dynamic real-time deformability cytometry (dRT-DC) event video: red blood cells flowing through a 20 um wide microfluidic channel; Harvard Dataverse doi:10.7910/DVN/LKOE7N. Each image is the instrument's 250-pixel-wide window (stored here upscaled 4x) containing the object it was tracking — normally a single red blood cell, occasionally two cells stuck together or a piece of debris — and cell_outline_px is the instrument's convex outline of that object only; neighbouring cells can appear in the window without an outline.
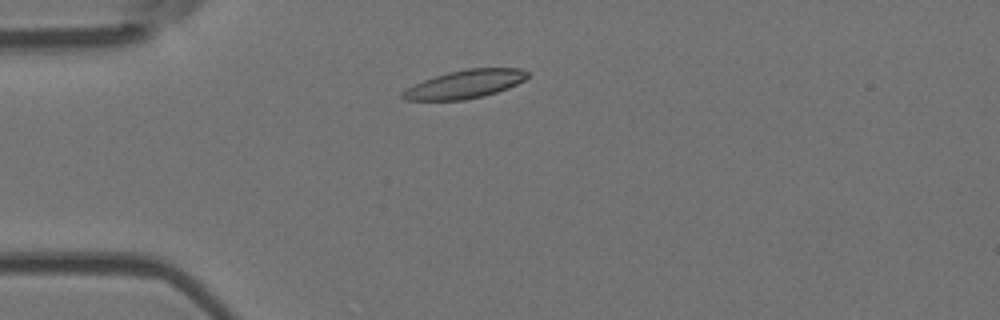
{"species": "Egyptian fruit bat (a non-hibernating species)", "species_latin": "Rousettus aegyptiacus", "temperature_condition": "room temperature", "stored_images_in_passage": 4, "camera_frame_rate_fps": 3000, "um_per_image_px": 0.085, "animal": {"sex": "female"}, "frame": {"image": 1, "passage_image": 2, "time_ms": 0.333, "image_size_px": [1000, 320], "cell_outline_px": [[528, 76], [524, 80], [508, 88], [484, 96], [464, 100], [404, 100], [400, 96], [408, 88], [424, 80], [448, 72], [468, 68], [520, 68], [528, 72]], "centroid_in_image_um": [39.55, 7.15], "position_along_channel_um": 45.4, "area_um2": 20.35}}
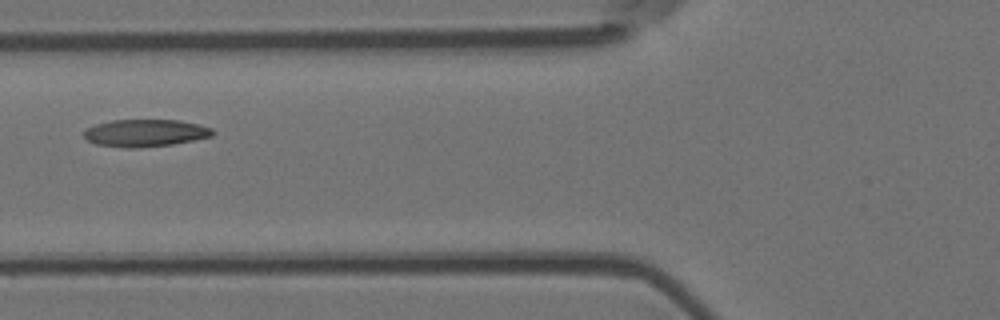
{"frame": {"image": 2, "passage_image": 4, "time_ms": 1.0, "image_size_px": [1000, 320], "cell_outline_px": [[216, 132], [212, 136], [172, 144], [136, 148], [128, 148], [96, 144], [88, 140], [84, 136], [84, 132], [88, 128], [96, 124], [112, 120], [180, 120], [212, 128]], "centroid_in_image_um": [12.36, 11.3], "position_along_channel_um": 113.4, "area_um2": 20.29}}